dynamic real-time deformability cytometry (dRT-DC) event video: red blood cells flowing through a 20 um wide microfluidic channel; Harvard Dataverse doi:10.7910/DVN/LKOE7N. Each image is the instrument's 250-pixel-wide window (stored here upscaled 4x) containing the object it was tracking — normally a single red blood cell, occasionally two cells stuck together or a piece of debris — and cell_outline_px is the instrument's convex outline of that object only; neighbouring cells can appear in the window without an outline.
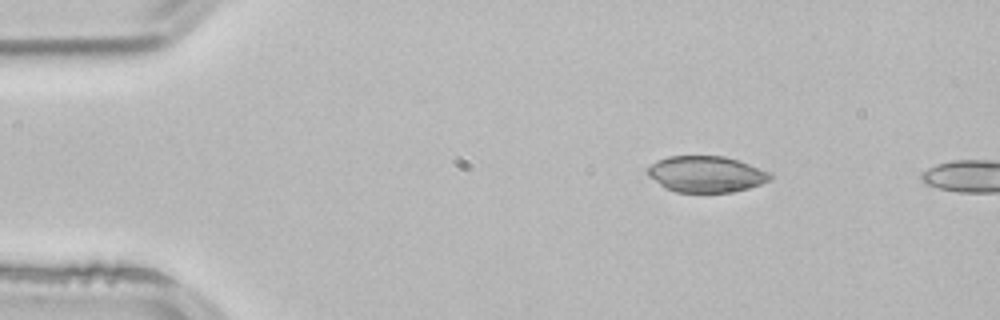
{"species": "common noctule bat (a hibernating species)", "species_latin": "Nyctalus noctula", "temperature_condition": "room temperature", "stored_images_in_passage": 2, "camera_frame_rate_fps": 3000, "um_per_image_px": 0.085, "animal": {"sex": "male", "body_mass_g": 21.5, "forearm_length_mm": 52.0}, "frame": {"image": 1, "passage_image": 1, "time_ms": 0.0, "image_size_px": [1000, 320], "cell_outline_px": [[772, 180], [748, 188], [732, 192], [676, 192], [664, 188], [648, 176], [644, 172], [656, 160], [668, 156], [724, 156], [740, 160], [772, 172]], "centroid_in_image_um": [60.03, 14.79], "position_along_channel_um": 25.0, "area_um2": 26.24}}